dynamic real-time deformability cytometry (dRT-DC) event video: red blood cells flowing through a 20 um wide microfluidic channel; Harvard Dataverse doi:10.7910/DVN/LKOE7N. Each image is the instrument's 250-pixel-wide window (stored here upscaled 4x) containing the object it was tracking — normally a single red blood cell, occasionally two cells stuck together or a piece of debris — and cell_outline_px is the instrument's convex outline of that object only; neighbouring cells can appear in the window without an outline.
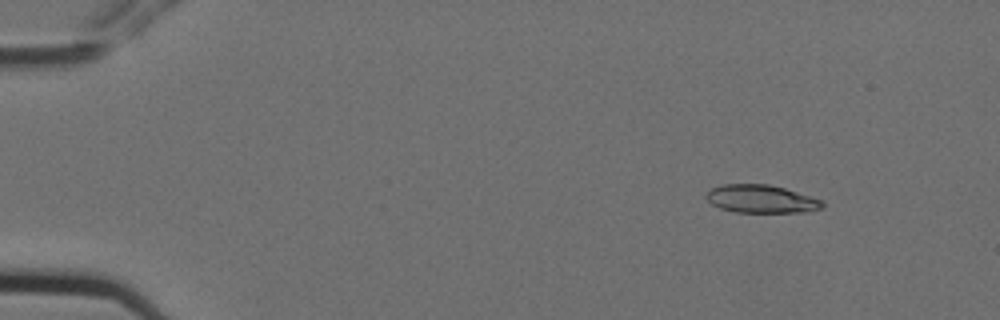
{"species": "Egyptian fruit bat (a non-hibernating species)", "species_latin": "Rousettus aegyptiacus", "temperature_condition": "cold", "stored_images_in_passage": 5, "camera_frame_rate_fps": 3000, "um_per_image_px": 0.085, "animal": {"sex": "female"}, "frame": {"image": 1, "passage_image": 1, "time_ms": 0.0, "image_size_px": [1000, 320], "cell_outline_px": [[824, 208], [808, 212], [736, 212], [720, 208], [712, 204], [704, 196], [712, 188], [724, 184], [768, 184], [784, 188], [824, 200]], "centroid_in_image_um": [64.74, 16.91], "position_along_channel_um": 20.3, "area_um2": 19.02}}